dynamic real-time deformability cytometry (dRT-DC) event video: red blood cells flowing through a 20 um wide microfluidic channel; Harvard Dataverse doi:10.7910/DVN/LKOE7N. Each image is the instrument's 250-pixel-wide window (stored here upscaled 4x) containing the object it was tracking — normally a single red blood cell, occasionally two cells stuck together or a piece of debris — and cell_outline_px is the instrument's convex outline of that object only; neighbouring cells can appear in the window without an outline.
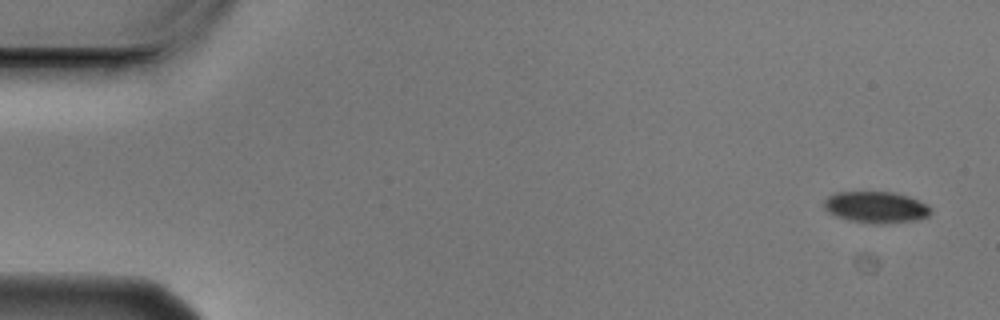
{"species": "Egyptian fruit bat (a non-hibernating species)", "species_latin": "Rousettus aegyptiacus", "temperature_condition": "cold", "stored_images_in_passage": 6, "camera_frame_rate_fps": 3000, "um_per_image_px": 0.085, "animal": {"sex": "male"}, "frame": {"image": 1, "passage_image": 1, "time_ms": 0.0, "image_size_px": [1000, 320], "cell_outline_px": [[932, 212], [928, 216], [916, 220], [880, 224], [872, 224], [848, 220], [836, 216], [828, 212], [824, 208], [824, 200], [828, 196], [836, 192], [892, 192], [908, 196], [928, 204], [932, 208]], "centroid_in_image_um": [74.47, 17.62], "position_along_channel_um": 10.5, "area_um2": 19.71}}
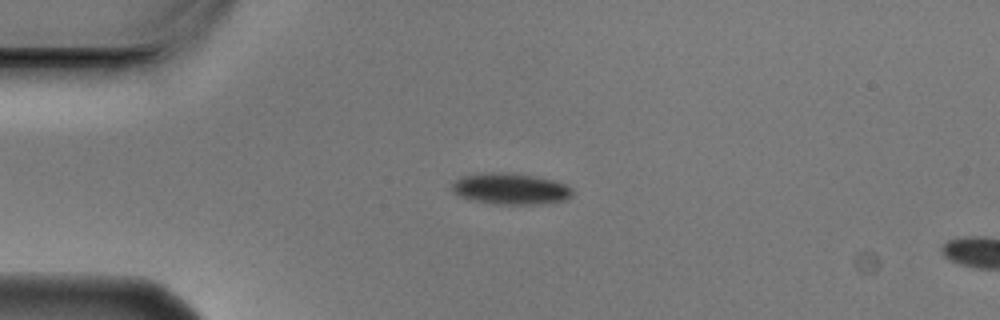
{"frame": {"image": 2, "passage_image": 4, "time_ms": 1.0, "image_size_px": [1000, 320], "cell_outline_px": [[572, 196], [564, 200], [540, 204], [496, 204], [472, 200], [460, 196], [452, 192], [452, 184], [460, 176], [492, 172], [504, 172], [536, 176], [556, 180], [572, 188]], "centroid_in_image_um": [43.4, 16.04], "position_along_channel_um": 41.6, "area_um2": 21.96}}